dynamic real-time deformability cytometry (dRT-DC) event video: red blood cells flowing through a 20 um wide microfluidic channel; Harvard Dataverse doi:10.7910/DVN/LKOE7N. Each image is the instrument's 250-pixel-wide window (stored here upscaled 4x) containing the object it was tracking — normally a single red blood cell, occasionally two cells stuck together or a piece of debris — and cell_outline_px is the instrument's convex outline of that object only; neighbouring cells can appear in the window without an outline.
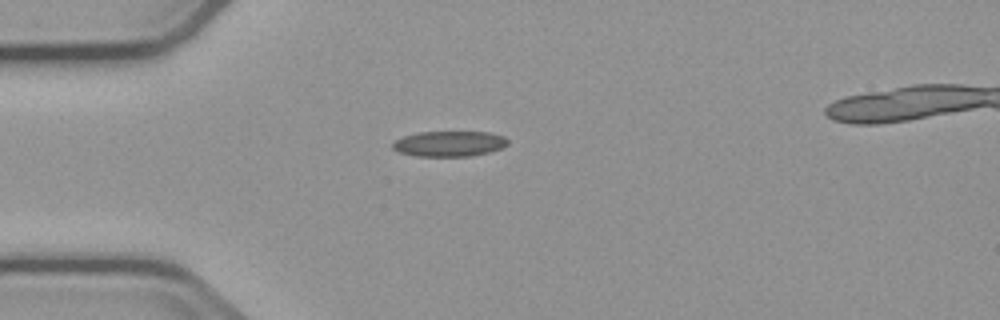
{"species": "common noctule bat (a hibernating species)", "species_latin": "Nyctalus noctula", "temperature_condition": "cold", "stored_images_in_passage": 1, "camera_frame_rate_fps": 3000, "um_per_image_px": 0.085, "animal": {"sex": "male", "body_mass_g": 23.1, "forearm_length_mm": 52.7}, "frame": {"image": 1, "passage_image": 1, "time_ms": 0.0, "image_size_px": [1000, 320], "cell_outline_px": [[508, 144], [500, 148], [488, 152], [468, 156], [416, 156], [400, 152], [392, 148], [392, 144], [396, 140], [404, 136], [420, 132], [488, 132], [504, 136], [508, 140]], "centroid_in_image_um": [38.19, 12.21], "position_along_channel_um": 46.8, "area_um2": 16.88}}